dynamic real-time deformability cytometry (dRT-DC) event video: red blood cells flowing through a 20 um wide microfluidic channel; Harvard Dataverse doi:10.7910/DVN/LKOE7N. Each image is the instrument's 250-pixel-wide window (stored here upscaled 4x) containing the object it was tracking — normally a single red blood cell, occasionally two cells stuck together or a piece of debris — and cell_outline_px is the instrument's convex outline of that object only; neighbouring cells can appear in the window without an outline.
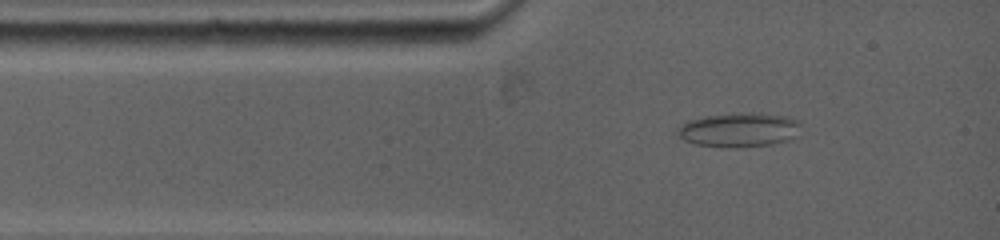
{"species": "common noctule bat (a hibernating species)", "species_latin": "Nyctalus noctula", "temperature_condition": "warm", "stored_images_in_passage": 63, "camera_frame_rate_fps": 5000, "um_per_image_px": 0.085, "animal": {"sex": "female", "body_mass_g": 19.0, "forearm_length_mm": 53.3}, "frame": {"image": 1, "passage_image": 3, "time_ms": 1.0, "image_size_px": [1000, 240], "cell_outline_px": [[800, 136], [788, 140], [772, 144], [696, 144], [684, 140], [676, 132], [676, 128], [680, 124], [688, 120], [708, 116], [736, 112], [752, 112], [784, 116], [800, 120]], "centroid_in_image_um": [62.88, 10.97], "position_along_channel_um": 22.1, "area_um2": 23.87}}
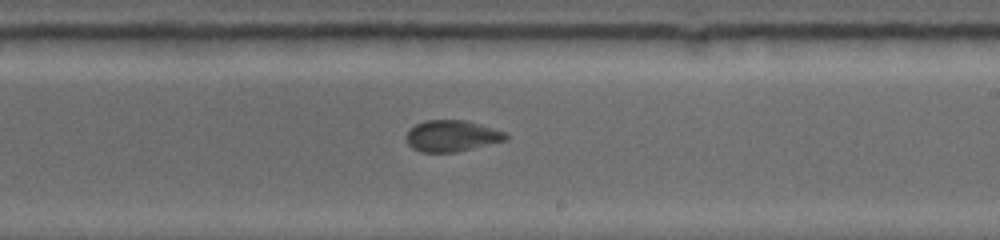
{"frame": {"image": 2, "passage_image": 22, "time_ms": 7.2, "image_size_px": [1000, 240], "cell_outline_px": [[508, 136], [504, 140], [456, 152], [420, 152], [412, 148], [408, 144], [404, 136], [416, 124], [424, 120], [464, 120], [492, 128], [504, 132]], "centroid_in_image_um": [38.33, 11.55], "position_along_channel_um": 250.7, "area_um2": 17.86}}
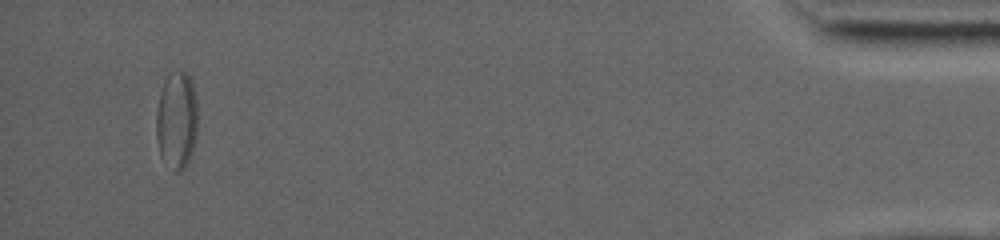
{"frame": {"image": 3, "passage_image": 55, "time_ms": 14.4, "image_size_px": [1000, 240], "cell_outline_px": [[196, 140], [192, 152], [184, 168], [176, 172], [160, 156], [156, 140], [156, 112], [160, 92], [164, 80], [168, 72], [180, 68], [188, 76], [192, 84], [196, 96]], "centroid_in_image_um": [14.99, 10.17], "position_along_channel_um": 420.2, "area_um2": 23.76}, "authors_computed_cell_mechanics": {"area_um2": 19.4786, "velocity_mm_per_s": 3.9021, "shape_relaxation_time_tau1_ms": 4.3827, "shape_relaxation_time_tau2_ms": 1.83, "deformation_change_tau1": 0.0923, "deformation_change_tau2": 0.0492}}